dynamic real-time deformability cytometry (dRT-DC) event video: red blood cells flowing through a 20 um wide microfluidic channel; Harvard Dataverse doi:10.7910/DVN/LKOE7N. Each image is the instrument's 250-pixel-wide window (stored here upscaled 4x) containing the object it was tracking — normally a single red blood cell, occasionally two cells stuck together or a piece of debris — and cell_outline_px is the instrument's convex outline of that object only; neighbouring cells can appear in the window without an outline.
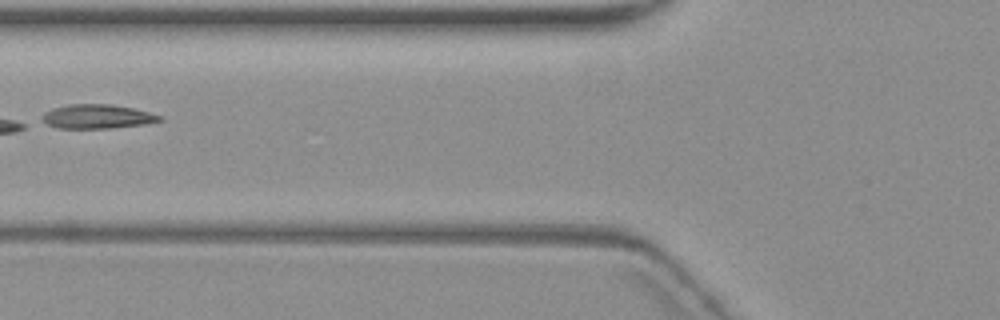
{"species": "common noctule bat (a hibernating species)", "species_latin": "Nyctalus noctula", "temperature_condition": "warm", "stored_images_in_passage": 8, "camera_frame_rate_fps": 3000, "um_per_image_px": 0.085, "animal": {"sex": "female", "body_mass_g": 19.3, "forearm_length_mm": 54.1}, "frame": {"image": 1, "passage_image": 4, "time_ms": 3.667, "image_size_px": [1000, 320], "cell_outline_px": [[164, 120], [144, 124], [108, 128], [56, 128], [48, 124], [44, 120], [44, 112], [52, 108], [68, 104], [112, 104], [132, 108], [164, 116]], "centroid_in_image_um": [8.3, 9.9], "position_along_channel_um": 117.5, "area_um2": 16.42}}
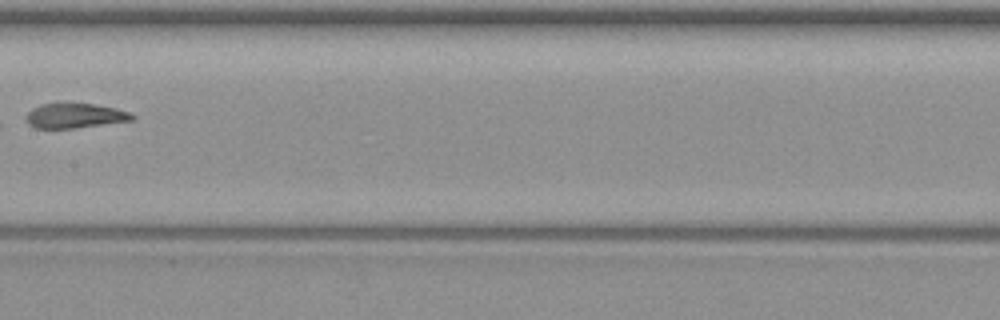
{"frame": {"image": 2, "passage_image": 6, "time_ms": 6.0, "image_size_px": [1000, 320], "cell_outline_px": [[136, 120], [72, 128], [36, 128], [28, 124], [24, 120], [28, 112], [32, 108], [40, 104], [92, 104], [116, 108], [128, 112], [136, 116]], "centroid_in_image_um": [6.36, 9.84], "position_along_channel_um": 201.0, "area_um2": 15.2}}
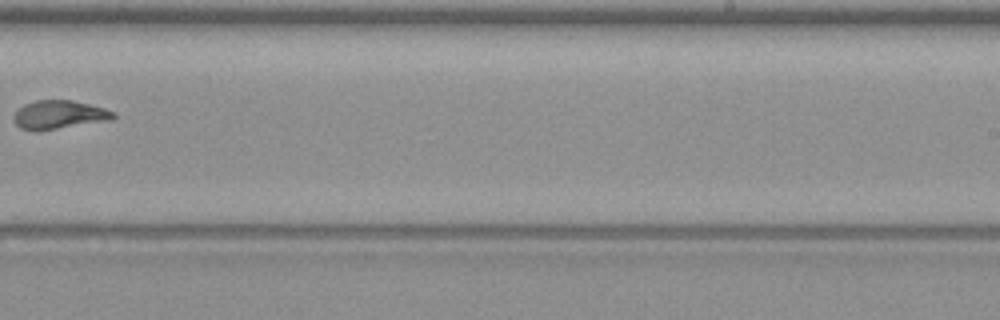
{"frame": {"image": 3, "passage_image": 8, "time_ms": 8.333, "image_size_px": [1000, 320], "cell_outline_px": [[116, 116], [112, 120], [56, 128], [20, 128], [16, 124], [16, 112], [24, 104], [36, 100], [72, 100], [104, 108], [116, 112]], "centroid_in_image_um": [5.12, 9.71], "position_along_channel_um": 283.9, "area_um2": 15.84}}